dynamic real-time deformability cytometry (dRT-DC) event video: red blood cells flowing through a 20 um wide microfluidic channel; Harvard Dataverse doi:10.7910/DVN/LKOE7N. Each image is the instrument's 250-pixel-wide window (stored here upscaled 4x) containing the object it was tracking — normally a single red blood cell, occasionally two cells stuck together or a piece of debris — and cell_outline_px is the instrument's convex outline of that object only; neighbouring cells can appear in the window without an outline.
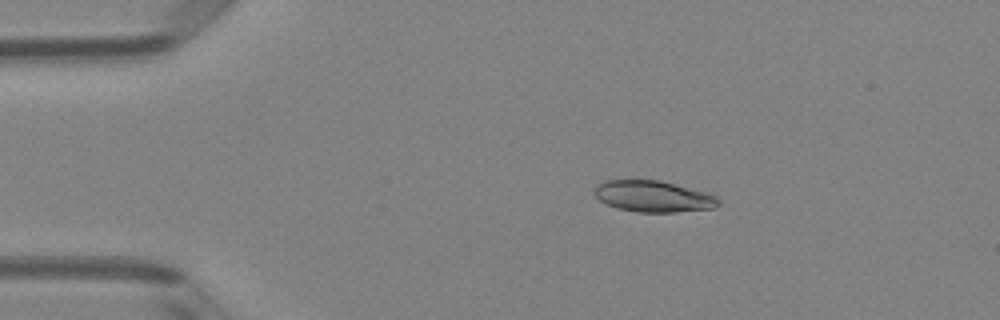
{"species": "Egyptian fruit bat (a non-hibernating species)", "species_latin": "Rousettus aegyptiacus", "temperature_condition": "room temperature", "stored_images_in_passage": 42, "camera_frame_rate_fps": 3000, "um_per_image_px": 0.085, "animal": {"sex": "female"}, "frame": {"image": 1, "passage_image": 1, "time_ms": 0.0, "image_size_px": [1000, 320], "cell_outline_px": [[720, 204], [716, 208], [676, 212], [636, 212], [616, 208], [600, 200], [592, 192], [596, 184], [604, 180], [660, 180], [708, 192], [716, 196], [720, 200]], "centroid_in_image_um": [55.54, 16.69], "position_along_channel_um": 29.5, "area_um2": 22.95}}
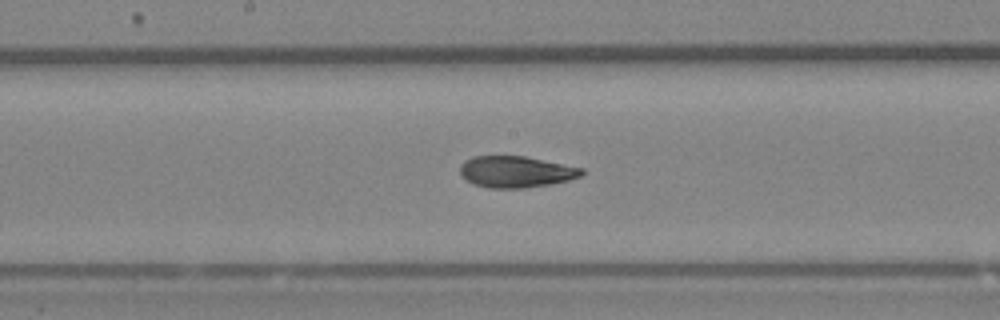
{"frame": {"image": 2, "passage_image": 18, "time_ms": 5.667, "image_size_px": [1000, 320], "cell_outline_px": [[584, 172], [580, 176], [568, 180], [552, 184], [524, 188], [488, 188], [472, 184], [460, 172], [460, 164], [464, 160], [472, 156], [524, 156], [584, 168]], "centroid_in_image_um": [43.85, 14.6], "position_along_channel_um": 204.4, "area_um2": 22.31}}
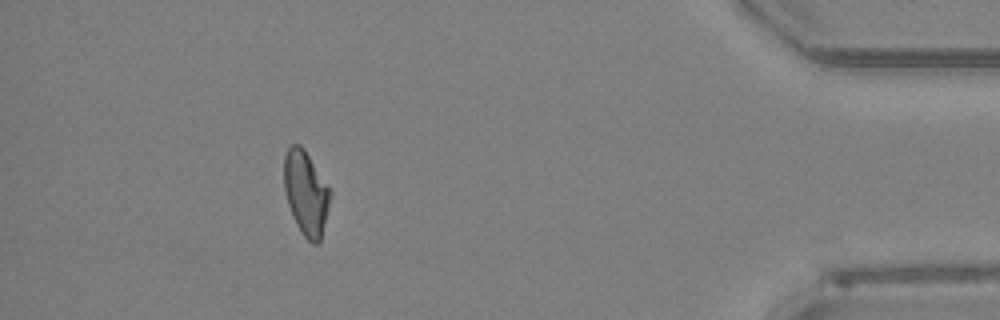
{"frame": {"image": 3, "passage_image": 37, "time_ms": 12.0, "image_size_px": [1000, 320], "cell_outline_px": [[332, 192], [320, 240], [316, 244], [312, 244], [300, 232], [296, 224], [288, 204], [284, 188], [284, 156], [288, 148], [292, 144], [300, 144], [304, 148]], "centroid_in_image_um": [25.99, 16.39], "position_along_channel_um": 409.2, "area_um2": 22.48}, "authors_computed_cell_mechanics": {"area_um2": 22.6576, "velocity_mm_per_s": 4.0818, "shape_relaxation_time_tau1_ms": null, "shape_relaxation_time_tau2_ms": 2.4164, "deformation_change_tau1": null, "deformation_change_tau2": 0.085}}